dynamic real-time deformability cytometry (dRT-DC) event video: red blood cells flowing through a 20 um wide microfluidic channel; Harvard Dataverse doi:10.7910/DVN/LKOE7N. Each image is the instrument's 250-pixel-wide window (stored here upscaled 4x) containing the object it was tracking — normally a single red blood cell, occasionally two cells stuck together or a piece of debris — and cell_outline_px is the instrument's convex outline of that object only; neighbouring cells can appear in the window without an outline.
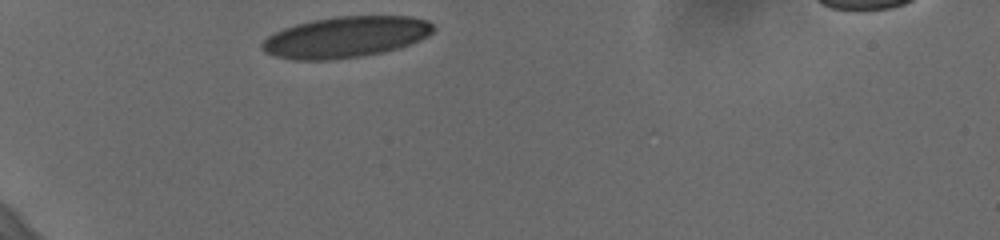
{"species": "human", "species_latin": "Homo sapiens", "temperature_condition": "cold", "stored_images_in_passage": 31, "camera_frame_rate_fps": 3000, "um_per_image_px": 0.085, "donor": {"sex": "female"}, "frame": {"image": 1, "passage_image": 1, "time_ms": 0.0, "image_size_px": [1000, 240], "cell_outline_px": [[432, 32], [428, 36], [420, 40], [396, 48], [380, 52], [360, 56], [328, 60], [296, 60], [276, 56], [264, 52], [260, 48], [260, 44], [268, 36], [284, 28], [296, 24], [312, 20], [336, 16], [412, 16], [428, 20], [432, 24]], "centroid_in_image_um": [29.35, 3.14], "position_along_channel_um": 55.6, "area_um2": 40.75}}
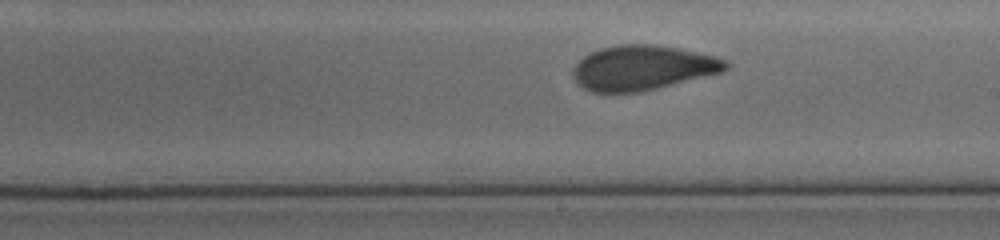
{"frame": {"image": 2, "passage_image": 18, "time_ms": 5.667, "image_size_px": [1000, 240], "cell_outline_px": [[728, 68], [724, 72], [656, 88], [636, 92], [592, 92], [584, 88], [572, 76], [572, 68], [584, 56], [600, 48], [620, 44], [652, 44], [676, 48], [716, 56], [724, 60], [728, 64]], "centroid_in_image_um": [54.62, 5.75], "position_along_channel_um": 234.4, "area_um2": 39.54}}
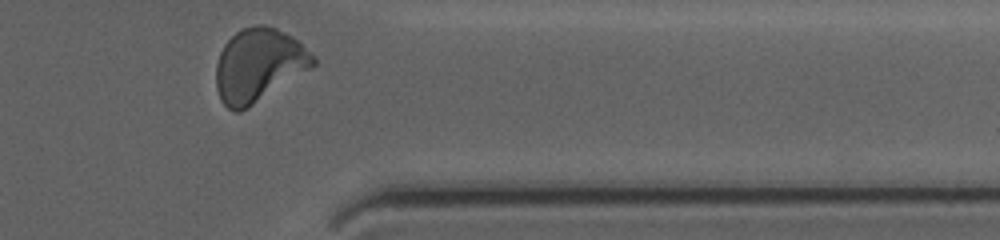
{"frame": {"image": 3, "passage_image": 31, "time_ms": 10.0, "image_size_px": [1000, 240], "cell_outline_px": [[316, 64], [240, 112], [236, 112], [228, 108], [220, 100], [216, 88], [216, 64], [220, 52], [224, 44], [236, 32], [244, 28], [256, 24], [264, 24], [276, 28], [292, 36], [316, 56]], "centroid_in_image_um": [21.96, 5.51], "position_along_channel_um": 389.4, "area_um2": 40.98}, "authors_computed_cell_mechanics": {"area_um2": 40.5756, "velocity_mm_per_s": 3.6613, "shape_relaxation_time_tau1_ms": 4.2402, "shape_relaxation_time_tau2_ms": 1.1157, "deformation_change_tau1": 0.1526, "deformation_change_tau2": 0.0718}}